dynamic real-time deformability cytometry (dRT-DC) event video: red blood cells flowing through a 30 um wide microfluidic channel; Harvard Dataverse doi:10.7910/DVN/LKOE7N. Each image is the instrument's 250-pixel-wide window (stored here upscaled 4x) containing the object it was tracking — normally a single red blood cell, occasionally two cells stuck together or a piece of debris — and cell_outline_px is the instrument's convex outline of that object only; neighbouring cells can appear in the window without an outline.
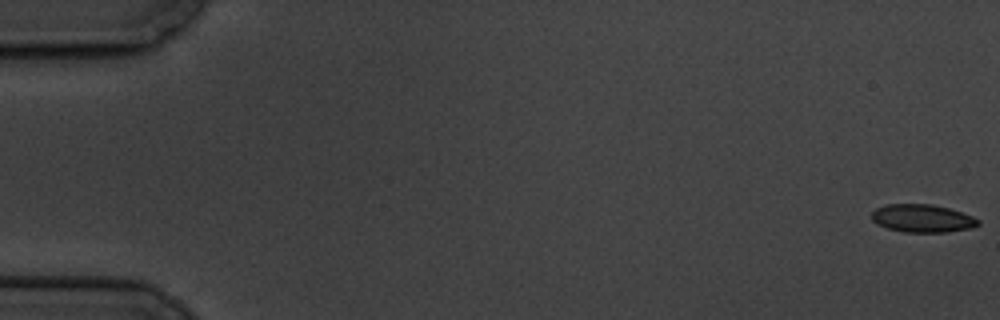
{"species": "common noctule bat (a hibernating species)", "species_latin": "Nyctalus noctula", "temperature_condition": "cold", "stored_images_in_passage": 6, "camera_frame_rate_fps": 3000, "um_per_image_px": 0.085, "animal": {"sex": "male", "body_mass_g": 19.5, "forearm_length_mm": 54.6}, "frame": {"image": 1, "passage_image": 1, "time_ms": 0.0, "image_size_px": [1000, 320], "cell_outline_px": [[980, 224], [972, 228], [948, 232], [904, 232], [888, 228], [876, 224], [872, 220], [872, 212], [876, 208], [884, 204], [932, 204], [948, 208], [972, 216], [980, 220]], "centroid_in_image_um": [78.39, 18.56], "position_along_channel_um": 6.6, "area_um2": 17.4}}